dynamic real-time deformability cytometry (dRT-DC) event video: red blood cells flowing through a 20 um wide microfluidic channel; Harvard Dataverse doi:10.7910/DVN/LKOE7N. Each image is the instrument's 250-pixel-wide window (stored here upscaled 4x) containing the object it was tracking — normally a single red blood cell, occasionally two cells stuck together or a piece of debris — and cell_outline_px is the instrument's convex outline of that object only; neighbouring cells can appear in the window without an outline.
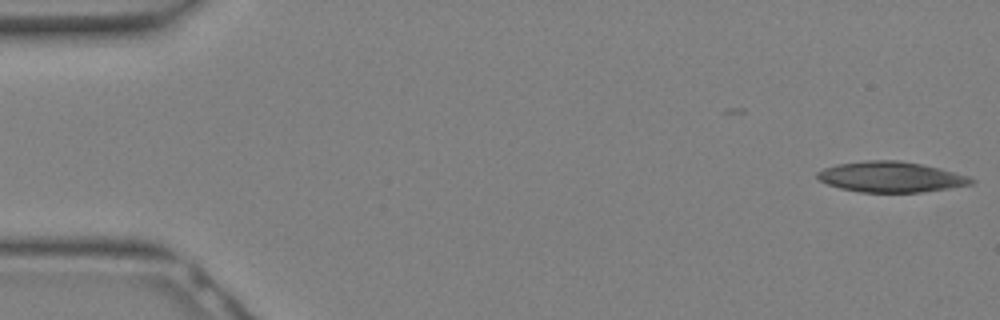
{"species": "Egyptian fruit bat (a non-hibernating species)", "species_latin": "Rousettus aegyptiacus", "temperature_condition": "warm", "stored_images_in_passage": 2, "camera_frame_rate_fps": 3000, "um_per_image_px": 0.085, "animal": {"sex": "female"}, "frame": {"image": 1, "passage_image": 2, "time_ms": 0.333, "image_size_px": [1000, 320], "cell_outline_px": [[976, 180], [972, 184], [948, 188], [920, 192], [860, 192], [840, 188], [828, 184], [820, 180], [816, 176], [816, 172], [824, 168], [836, 164], [864, 160], [900, 160], [920, 164], [968, 176]], "centroid_in_image_um": [75.67, 15.03], "position_along_channel_um": 9.3, "area_um2": 27.17}}